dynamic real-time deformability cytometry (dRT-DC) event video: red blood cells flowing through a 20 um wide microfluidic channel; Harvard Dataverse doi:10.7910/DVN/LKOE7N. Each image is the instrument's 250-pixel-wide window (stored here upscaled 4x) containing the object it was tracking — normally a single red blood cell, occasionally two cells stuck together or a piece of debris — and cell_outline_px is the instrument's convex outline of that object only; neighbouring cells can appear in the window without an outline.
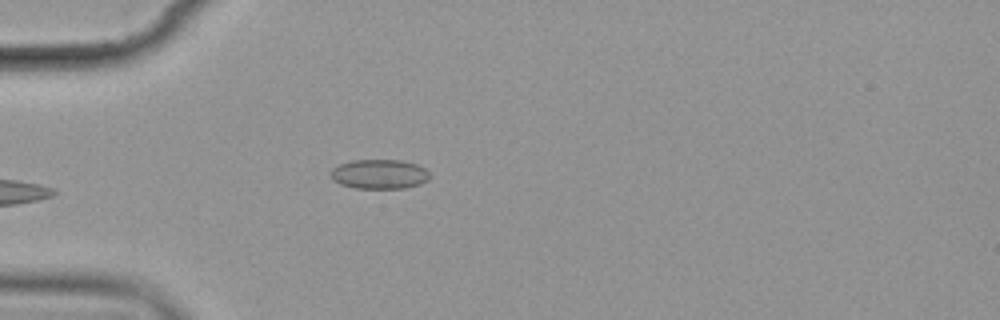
{"species": "common noctule bat (a hibernating species)", "species_latin": "Nyctalus noctula", "temperature_condition": "cold", "stored_images_in_passage": 1, "camera_frame_rate_fps": 3000, "um_per_image_px": 0.085, "animal": {"sex": "female", "body_mass_g": 19.9}, "frame": {"image": 1, "passage_image": 1, "time_ms": 0.0, "image_size_px": [1000, 320], "cell_outline_px": [[432, 176], [428, 180], [420, 184], [404, 188], [356, 188], [340, 184], [332, 180], [332, 168], [340, 164], [352, 160], [400, 160], [416, 164], [424, 168]], "centroid_in_image_um": [32.26, 14.8], "position_along_channel_um": 52.7, "area_um2": 16.99}}